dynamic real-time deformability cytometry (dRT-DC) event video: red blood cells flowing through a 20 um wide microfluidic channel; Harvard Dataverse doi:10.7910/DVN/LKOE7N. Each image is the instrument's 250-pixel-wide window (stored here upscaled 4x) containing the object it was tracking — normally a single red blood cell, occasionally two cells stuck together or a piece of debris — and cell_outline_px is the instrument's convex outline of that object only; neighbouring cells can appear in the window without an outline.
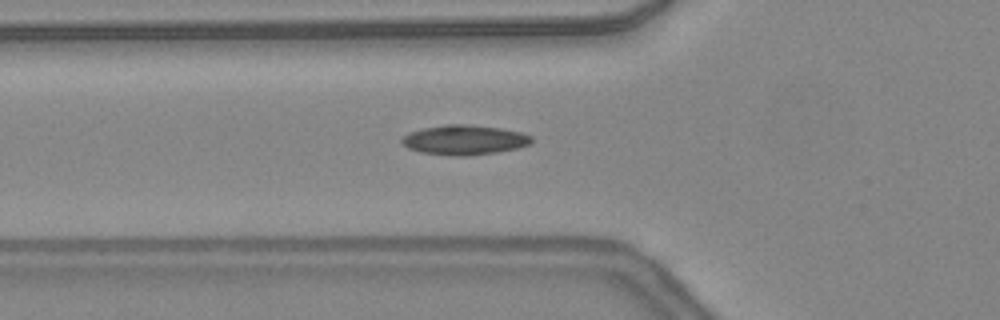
{"species": "common noctule bat (a hibernating species)", "species_latin": "Nyctalus noctula", "temperature_condition": "warm", "stored_images_in_passage": 23, "camera_frame_rate_fps": 3000, "um_per_image_px": 0.085, "animal": {"sex": "female", "body_mass_g": 24.6, "forearm_length_mm": 56.2}, "frame": {"image": 1, "passage_image": 13, "time_ms": 4.0, "image_size_px": [1000, 320], "cell_outline_px": [[532, 144], [516, 148], [496, 152], [464, 156], [448, 156], [420, 152], [408, 148], [400, 140], [408, 132], [424, 128], [444, 124], [468, 124], [500, 128], [520, 132], [532, 136]], "centroid_in_image_um": [39.46, 11.89], "position_along_channel_um": 86.3, "area_um2": 22.54}}
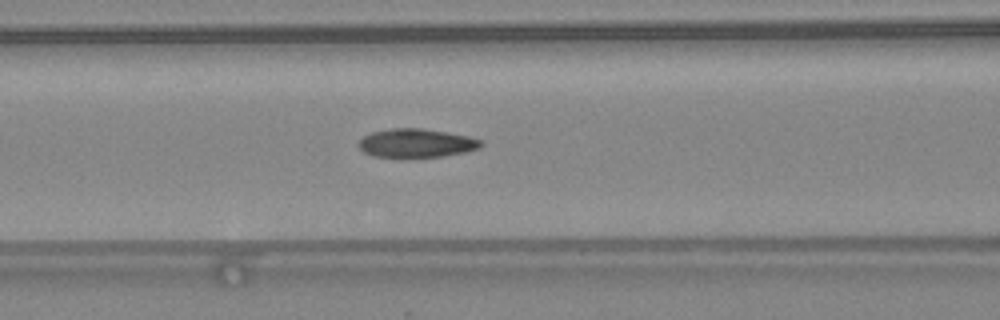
{"frame": {"image": 2, "passage_image": 16, "time_ms": 5.0, "image_size_px": [1000, 320], "cell_outline_px": [[484, 144], [480, 148], [464, 152], [444, 156], [372, 156], [364, 152], [356, 144], [364, 136], [372, 132], [392, 128], [420, 128], [468, 136], [480, 140]], "centroid_in_image_um": [35.38, 12.15], "position_along_channel_um": 131.2, "area_um2": 20.06}}